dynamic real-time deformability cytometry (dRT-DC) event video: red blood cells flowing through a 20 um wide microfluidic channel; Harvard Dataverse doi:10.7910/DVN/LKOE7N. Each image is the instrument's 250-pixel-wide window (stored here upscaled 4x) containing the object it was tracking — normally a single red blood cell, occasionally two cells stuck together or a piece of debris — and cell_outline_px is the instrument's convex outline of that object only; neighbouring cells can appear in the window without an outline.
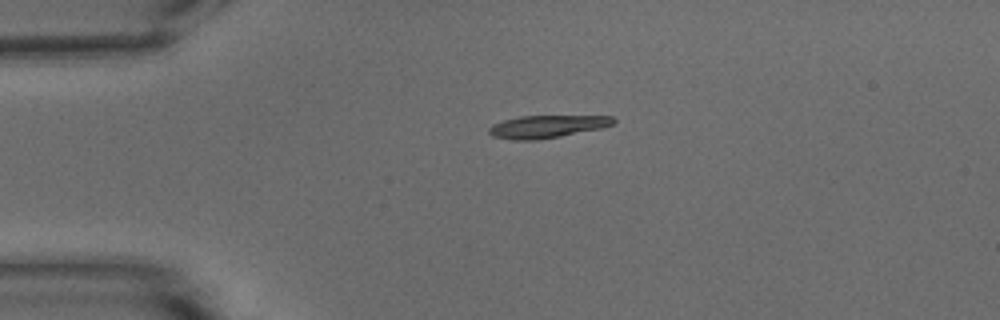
{"species": "common noctule bat (a hibernating species)", "species_latin": "Nyctalus noctula", "temperature_condition": "warm", "stored_images_in_passage": 42, "camera_frame_rate_fps": 3000, "um_per_image_px": 0.085, "animal": {"sex": "male", "body_mass_g": 15.6}, "frame": {"image": 1, "passage_image": 1, "time_ms": 0.0, "image_size_px": [1000, 320], "cell_outline_px": [[616, 120], [612, 124], [600, 128], [560, 136], [536, 140], [512, 140], [492, 136], [488, 132], [488, 128], [492, 124], [504, 120], [520, 116], [612, 116]], "centroid_in_image_um": [46.44, 10.75], "position_along_channel_um": 38.6, "area_um2": 16.24}}
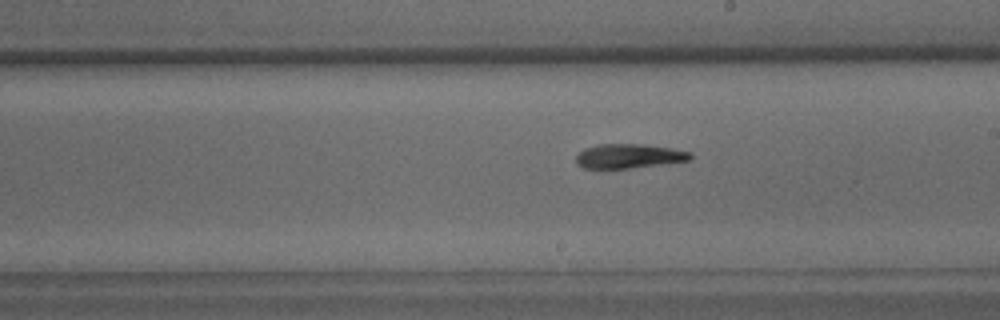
{"frame": {"image": 2, "passage_image": 19, "time_ms": 6.0, "image_size_px": [1000, 320], "cell_outline_px": [[692, 156], [688, 160], [660, 164], [628, 168], [584, 168], [576, 164], [576, 156], [584, 148], [600, 144], [644, 144], [672, 148], [692, 152]], "centroid_in_image_um": [53.44, 13.26], "position_along_channel_um": 235.6, "area_um2": 16.07}}
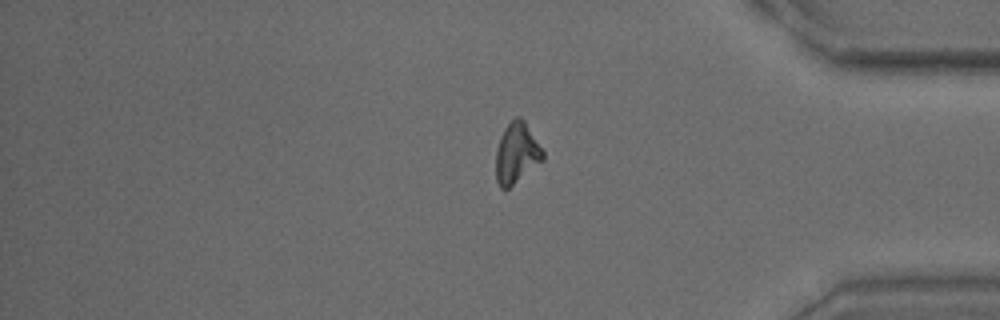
{"frame": {"image": 3, "passage_image": 33, "time_ms": 10.667, "image_size_px": [1000, 320], "cell_outline_px": [[544, 160], [508, 188], [500, 188], [496, 180], [496, 148], [500, 136], [504, 128], [516, 116], [520, 116], [524, 120], [544, 152]], "centroid_in_image_um": [43.9, 13.01], "position_along_channel_um": 391.3, "area_um2": 16.53}, "authors_computed_cell_mechanics": {"area_um2": 16.2418, "velocity_mm_per_s": 3.8076, "shape_relaxation_time_tau1_ms": 10.7289, "shape_relaxation_time_tau2_ms": null, "deformation_change_tau1": 0.3085, "deformation_change_tau2": null}}